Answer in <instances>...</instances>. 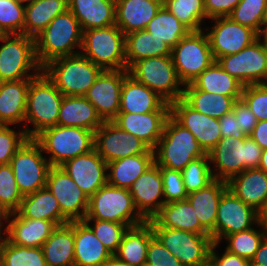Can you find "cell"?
I'll list each match as a JSON object with an SVG mask.
<instances>
[{
	"instance_id": "4316f807",
	"label": "cell",
	"mask_w": 267,
	"mask_h": 266,
	"mask_svg": "<svg viewBox=\"0 0 267 266\" xmlns=\"http://www.w3.org/2000/svg\"><path fill=\"white\" fill-rule=\"evenodd\" d=\"M163 5V0H116L115 25L126 35L145 30Z\"/></svg>"
},
{
	"instance_id": "db71d44e",
	"label": "cell",
	"mask_w": 267,
	"mask_h": 266,
	"mask_svg": "<svg viewBox=\"0 0 267 266\" xmlns=\"http://www.w3.org/2000/svg\"><path fill=\"white\" fill-rule=\"evenodd\" d=\"M163 179L164 204L187 199L181 171L160 167Z\"/></svg>"
},
{
	"instance_id": "7c38bea8",
	"label": "cell",
	"mask_w": 267,
	"mask_h": 266,
	"mask_svg": "<svg viewBox=\"0 0 267 266\" xmlns=\"http://www.w3.org/2000/svg\"><path fill=\"white\" fill-rule=\"evenodd\" d=\"M41 146L28 139L10 161L15 181L23 196L46 187L47 176L52 167Z\"/></svg>"
},
{
	"instance_id": "f1b7e54d",
	"label": "cell",
	"mask_w": 267,
	"mask_h": 266,
	"mask_svg": "<svg viewBox=\"0 0 267 266\" xmlns=\"http://www.w3.org/2000/svg\"><path fill=\"white\" fill-rule=\"evenodd\" d=\"M82 31L115 25L116 0H68Z\"/></svg>"
},
{
	"instance_id": "ab89813d",
	"label": "cell",
	"mask_w": 267,
	"mask_h": 266,
	"mask_svg": "<svg viewBox=\"0 0 267 266\" xmlns=\"http://www.w3.org/2000/svg\"><path fill=\"white\" fill-rule=\"evenodd\" d=\"M182 99L194 110L213 117L221 118L233 109L236 100L231 96L209 93L196 89L191 83L183 86Z\"/></svg>"
},
{
	"instance_id": "83f0119b",
	"label": "cell",
	"mask_w": 267,
	"mask_h": 266,
	"mask_svg": "<svg viewBox=\"0 0 267 266\" xmlns=\"http://www.w3.org/2000/svg\"><path fill=\"white\" fill-rule=\"evenodd\" d=\"M112 256L84 221H74V266H105Z\"/></svg>"
},
{
	"instance_id": "89a4df30",
	"label": "cell",
	"mask_w": 267,
	"mask_h": 266,
	"mask_svg": "<svg viewBox=\"0 0 267 266\" xmlns=\"http://www.w3.org/2000/svg\"><path fill=\"white\" fill-rule=\"evenodd\" d=\"M19 4H22V5H29V4H32L34 3L36 0H16ZM25 3V4H24Z\"/></svg>"
},
{
	"instance_id": "681fc988",
	"label": "cell",
	"mask_w": 267,
	"mask_h": 266,
	"mask_svg": "<svg viewBox=\"0 0 267 266\" xmlns=\"http://www.w3.org/2000/svg\"><path fill=\"white\" fill-rule=\"evenodd\" d=\"M10 164L0 165V204L8 212H16L23 199Z\"/></svg>"
},
{
	"instance_id": "74e56055",
	"label": "cell",
	"mask_w": 267,
	"mask_h": 266,
	"mask_svg": "<svg viewBox=\"0 0 267 266\" xmlns=\"http://www.w3.org/2000/svg\"><path fill=\"white\" fill-rule=\"evenodd\" d=\"M171 55V48L146 30L133 31L125 35L126 70L136 61Z\"/></svg>"
},
{
	"instance_id": "be15d7a7",
	"label": "cell",
	"mask_w": 267,
	"mask_h": 266,
	"mask_svg": "<svg viewBox=\"0 0 267 266\" xmlns=\"http://www.w3.org/2000/svg\"><path fill=\"white\" fill-rule=\"evenodd\" d=\"M258 226L262 227L267 232V199L264 201L261 208L257 211Z\"/></svg>"
},
{
	"instance_id": "7bdbcfd3",
	"label": "cell",
	"mask_w": 267,
	"mask_h": 266,
	"mask_svg": "<svg viewBox=\"0 0 267 266\" xmlns=\"http://www.w3.org/2000/svg\"><path fill=\"white\" fill-rule=\"evenodd\" d=\"M0 266H47L42 247H26L0 237Z\"/></svg>"
},
{
	"instance_id": "603a6c76",
	"label": "cell",
	"mask_w": 267,
	"mask_h": 266,
	"mask_svg": "<svg viewBox=\"0 0 267 266\" xmlns=\"http://www.w3.org/2000/svg\"><path fill=\"white\" fill-rule=\"evenodd\" d=\"M170 112H119L112 122L120 129L136 136L153 150L160 140Z\"/></svg>"
},
{
	"instance_id": "cb8c5ba5",
	"label": "cell",
	"mask_w": 267,
	"mask_h": 266,
	"mask_svg": "<svg viewBox=\"0 0 267 266\" xmlns=\"http://www.w3.org/2000/svg\"><path fill=\"white\" fill-rule=\"evenodd\" d=\"M6 223L5 238L14 245L26 247H42L57 227L52 221L22 218L17 212L9 213Z\"/></svg>"
},
{
	"instance_id": "60d3db41",
	"label": "cell",
	"mask_w": 267,
	"mask_h": 266,
	"mask_svg": "<svg viewBox=\"0 0 267 266\" xmlns=\"http://www.w3.org/2000/svg\"><path fill=\"white\" fill-rule=\"evenodd\" d=\"M68 9V0H36L25 6L23 34L35 38L49 23Z\"/></svg>"
},
{
	"instance_id": "3957f363",
	"label": "cell",
	"mask_w": 267,
	"mask_h": 266,
	"mask_svg": "<svg viewBox=\"0 0 267 266\" xmlns=\"http://www.w3.org/2000/svg\"><path fill=\"white\" fill-rule=\"evenodd\" d=\"M262 152L263 149L251 136L221 138L208 153L210 164L215 165L214 169L211 167L214 179L228 182L246 169L258 168Z\"/></svg>"
},
{
	"instance_id": "277c9868",
	"label": "cell",
	"mask_w": 267,
	"mask_h": 266,
	"mask_svg": "<svg viewBox=\"0 0 267 266\" xmlns=\"http://www.w3.org/2000/svg\"><path fill=\"white\" fill-rule=\"evenodd\" d=\"M42 71L64 96H84L103 69L78 53L56 58Z\"/></svg>"
},
{
	"instance_id": "91938a15",
	"label": "cell",
	"mask_w": 267,
	"mask_h": 266,
	"mask_svg": "<svg viewBox=\"0 0 267 266\" xmlns=\"http://www.w3.org/2000/svg\"><path fill=\"white\" fill-rule=\"evenodd\" d=\"M220 123L221 137L233 136L237 139L245 138L247 135L239 128L238 120H236L233 111L223 115L218 119Z\"/></svg>"
},
{
	"instance_id": "b9f144b4",
	"label": "cell",
	"mask_w": 267,
	"mask_h": 266,
	"mask_svg": "<svg viewBox=\"0 0 267 266\" xmlns=\"http://www.w3.org/2000/svg\"><path fill=\"white\" fill-rule=\"evenodd\" d=\"M145 30L153 36L164 40L172 49L190 30L183 25L164 5L156 16L147 24Z\"/></svg>"
},
{
	"instance_id": "003e7915",
	"label": "cell",
	"mask_w": 267,
	"mask_h": 266,
	"mask_svg": "<svg viewBox=\"0 0 267 266\" xmlns=\"http://www.w3.org/2000/svg\"><path fill=\"white\" fill-rule=\"evenodd\" d=\"M8 215L9 213L1 206L0 204V237L2 236V224H3V221L4 220L5 222H7V219H8Z\"/></svg>"
},
{
	"instance_id": "836d02e7",
	"label": "cell",
	"mask_w": 267,
	"mask_h": 266,
	"mask_svg": "<svg viewBox=\"0 0 267 266\" xmlns=\"http://www.w3.org/2000/svg\"><path fill=\"white\" fill-rule=\"evenodd\" d=\"M22 218L48 220L57 226L69 223L62 215L57 199L47 187L25 195L16 211Z\"/></svg>"
},
{
	"instance_id": "5b68a950",
	"label": "cell",
	"mask_w": 267,
	"mask_h": 266,
	"mask_svg": "<svg viewBox=\"0 0 267 266\" xmlns=\"http://www.w3.org/2000/svg\"><path fill=\"white\" fill-rule=\"evenodd\" d=\"M153 152L156 165L176 171H182L192 160L206 154L195 136L171 115Z\"/></svg>"
},
{
	"instance_id": "8c879c8a",
	"label": "cell",
	"mask_w": 267,
	"mask_h": 266,
	"mask_svg": "<svg viewBox=\"0 0 267 266\" xmlns=\"http://www.w3.org/2000/svg\"><path fill=\"white\" fill-rule=\"evenodd\" d=\"M203 266H213L210 262H208L206 265Z\"/></svg>"
},
{
	"instance_id": "4fadbf2b",
	"label": "cell",
	"mask_w": 267,
	"mask_h": 266,
	"mask_svg": "<svg viewBox=\"0 0 267 266\" xmlns=\"http://www.w3.org/2000/svg\"><path fill=\"white\" fill-rule=\"evenodd\" d=\"M154 236L183 266H203L209 262L213 243L210 234H196L189 231L152 227Z\"/></svg>"
},
{
	"instance_id": "7a4b0ae2",
	"label": "cell",
	"mask_w": 267,
	"mask_h": 266,
	"mask_svg": "<svg viewBox=\"0 0 267 266\" xmlns=\"http://www.w3.org/2000/svg\"><path fill=\"white\" fill-rule=\"evenodd\" d=\"M63 97L43 71L31 79L27 92L26 124L23 127L29 139L57 125ZM29 123L33 124L34 129L27 126Z\"/></svg>"
},
{
	"instance_id": "6da1fadb",
	"label": "cell",
	"mask_w": 267,
	"mask_h": 266,
	"mask_svg": "<svg viewBox=\"0 0 267 266\" xmlns=\"http://www.w3.org/2000/svg\"><path fill=\"white\" fill-rule=\"evenodd\" d=\"M82 37L79 21L69 9L58 14L35 37V53L39 65L43 67L56 58L80 53L75 51V47L81 50Z\"/></svg>"
},
{
	"instance_id": "03108f58",
	"label": "cell",
	"mask_w": 267,
	"mask_h": 266,
	"mask_svg": "<svg viewBox=\"0 0 267 266\" xmlns=\"http://www.w3.org/2000/svg\"><path fill=\"white\" fill-rule=\"evenodd\" d=\"M259 169H262L267 173V149H264L261 155L260 164L258 166Z\"/></svg>"
},
{
	"instance_id": "9f6ffc18",
	"label": "cell",
	"mask_w": 267,
	"mask_h": 266,
	"mask_svg": "<svg viewBox=\"0 0 267 266\" xmlns=\"http://www.w3.org/2000/svg\"><path fill=\"white\" fill-rule=\"evenodd\" d=\"M232 111L235 114L236 120H238L241 131L250 136L258 122L251 109L240 99L234 103Z\"/></svg>"
},
{
	"instance_id": "6125c7cd",
	"label": "cell",
	"mask_w": 267,
	"mask_h": 266,
	"mask_svg": "<svg viewBox=\"0 0 267 266\" xmlns=\"http://www.w3.org/2000/svg\"><path fill=\"white\" fill-rule=\"evenodd\" d=\"M249 263L250 266H267V235Z\"/></svg>"
},
{
	"instance_id": "d6a6232c",
	"label": "cell",
	"mask_w": 267,
	"mask_h": 266,
	"mask_svg": "<svg viewBox=\"0 0 267 266\" xmlns=\"http://www.w3.org/2000/svg\"><path fill=\"white\" fill-rule=\"evenodd\" d=\"M104 121L85 96H64L58 113L61 126H74L96 131Z\"/></svg>"
},
{
	"instance_id": "6f0895ef",
	"label": "cell",
	"mask_w": 267,
	"mask_h": 266,
	"mask_svg": "<svg viewBox=\"0 0 267 266\" xmlns=\"http://www.w3.org/2000/svg\"><path fill=\"white\" fill-rule=\"evenodd\" d=\"M219 243L213 242L210 248L209 253V262L213 266H250V263L247 259L240 257L236 254L230 253L225 250L222 256L216 254V247H218Z\"/></svg>"
},
{
	"instance_id": "ac0fdd59",
	"label": "cell",
	"mask_w": 267,
	"mask_h": 266,
	"mask_svg": "<svg viewBox=\"0 0 267 266\" xmlns=\"http://www.w3.org/2000/svg\"><path fill=\"white\" fill-rule=\"evenodd\" d=\"M128 70H103L84 95L103 121H112L119 113L121 88Z\"/></svg>"
},
{
	"instance_id": "bcb514c9",
	"label": "cell",
	"mask_w": 267,
	"mask_h": 266,
	"mask_svg": "<svg viewBox=\"0 0 267 266\" xmlns=\"http://www.w3.org/2000/svg\"><path fill=\"white\" fill-rule=\"evenodd\" d=\"M261 229L251 228L226 236L225 239L229 243L226 250L250 261L267 235L262 227Z\"/></svg>"
},
{
	"instance_id": "1f68e13d",
	"label": "cell",
	"mask_w": 267,
	"mask_h": 266,
	"mask_svg": "<svg viewBox=\"0 0 267 266\" xmlns=\"http://www.w3.org/2000/svg\"><path fill=\"white\" fill-rule=\"evenodd\" d=\"M228 189L246 205L258 211L267 199V173L246 169L227 182Z\"/></svg>"
},
{
	"instance_id": "7dc6e473",
	"label": "cell",
	"mask_w": 267,
	"mask_h": 266,
	"mask_svg": "<svg viewBox=\"0 0 267 266\" xmlns=\"http://www.w3.org/2000/svg\"><path fill=\"white\" fill-rule=\"evenodd\" d=\"M83 221L92 229L95 236L112 255L116 253L124 233L130 228L126 224L99 219H84ZM89 222H93L94 224L90 226Z\"/></svg>"
},
{
	"instance_id": "8992f818",
	"label": "cell",
	"mask_w": 267,
	"mask_h": 266,
	"mask_svg": "<svg viewBox=\"0 0 267 266\" xmlns=\"http://www.w3.org/2000/svg\"><path fill=\"white\" fill-rule=\"evenodd\" d=\"M94 133L81 127L56 125L43 130L34 140L50 154L51 166H61L69 159L92 151Z\"/></svg>"
},
{
	"instance_id": "e0dca14e",
	"label": "cell",
	"mask_w": 267,
	"mask_h": 266,
	"mask_svg": "<svg viewBox=\"0 0 267 266\" xmlns=\"http://www.w3.org/2000/svg\"><path fill=\"white\" fill-rule=\"evenodd\" d=\"M211 20L216 23L206 35L215 61L222 56L236 54L257 40V33L253 29L233 21L228 16Z\"/></svg>"
},
{
	"instance_id": "8d00e7d4",
	"label": "cell",
	"mask_w": 267,
	"mask_h": 266,
	"mask_svg": "<svg viewBox=\"0 0 267 266\" xmlns=\"http://www.w3.org/2000/svg\"><path fill=\"white\" fill-rule=\"evenodd\" d=\"M154 164V154H139L107 163V183L129 189Z\"/></svg>"
},
{
	"instance_id": "7402d4cb",
	"label": "cell",
	"mask_w": 267,
	"mask_h": 266,
	"mask_svg": "<svg viewBox=\"0 0 267 266\" xmlns=\"http://www.w3.org/2000/svg\"><path fill=\"white\" fill-rule=\"evenodd\" d=\"M129 192L139 214L146 221L152 219L164 205L160 166L154 163L131 185Z\"/></svg>"
},
{
	"instance_id": "30bf717a",
	"label": "cell",
	"mask_w": 267,
	"mask_h": 266,
	"mask_svg": "<svg viewBox=\"0 0 267 266\" xmlns=\"http://www.w3.org/2000/svg\"><path fill=\"white\" fill-rule=\"evenodd\" d=\"M128 72L136 81L156 92L169 104L183 97L184 88L181 87L184 84L177 76L171 55L138 60Z\"/></svg>"
},
{
	"instance_id": "ba28073f",
	"label": "cell",
	"mask_w": 267,
	"mask_h": 266,
	"mask_svg": "<svg viewBox=\"0 0 267 266\" xmlns=\"http://www.w3.org/2000/svg\"><path fill=\"white\" fill-rule=\"evenodd\" d=\"M84 219H99L126 224L129 227L141 225L146 220L137 211L129 189L106 183L89 198Z\"/></svg>"
},
{
	"instance_id": "2644e50d",
	"label": "cell",
	"mask_w": 267,
	"mask_h": 266,
	"mask_svg": "<svg viewBox=\"0 0 267 266\" xmlns=\"http://www.w3.org/2000/svg\"><path fill=\"white\" fill-rule=\"evenodd\" d=\"M265 23H267V3L264 8L263 17H262V24H265Z\"/></svg>"
},
{
	"instance_id": "4dcf8cb0",
	"label": "cell",
	"mask_w": 267,
	"mask_h": 266,
	"mask_svg": "<svg viewBox=\"0 0 267 266\" xmlns=\"http://www.w3.org/2000/svg\"><path fill=\"white\" fill-rule=\"evenodd\" d=\"M30 81L31 79L0 82V125L25 122Z\"/></svg>"
},
{
	"instance_id": "d6986e66",
	"label": "cell",
	"mask_w": 267,
	"mask_h": 266,
	"mask_svg": "<svg viewBox=\"0 0 267 266\" xmlns=\"http://www.w3.org/2000/svg\"><path fill=\"white\" fill-rule=\"evenodd\" d=\"M254 224L258 225L257 211L227 188L218 204L216 243H220L228 235L249 230Z\"/></svg>"
},
{
	"instance_id": "8fae6325",
	"label": "cell",
	"mask_w": 267,
	"mask_h": 266,
	"mask_svg": "<svg viewBox=\"0 0 267 266\" xmlns=\"http://www.w3.org/2000/svg\"><path fill=\"white\" fill-rule=\"evenodd\" d=\"M171 58L184 85L191 83L215 62L208 37L202 30L190 31L183 37L171 49Z\"/></svg>"
},
{
	"instance_id": "94428289",
	"label": "cell",
	"mask_w": 267,
	"mask_h": 266,
	"mask_svg": "<svg viewBox=\"0 0 267 266\" xmlns=\"http://www.w3.org/2000/svg\"><path fill=\"white\" fill-rule=\"evenodd\" d=\"M250 136L263 150L267 149V120L258 121Z\"/></svg>"
},
{
	"instance_id": "e575fe53",
	"label": "cell",
	"mask_w": 267,
	"mask_h": 266,
	"mask_svg": "<svg viewBox=\"0 0 267 266\" xmlns=\"http://www.w3.org/2000/svg\"><path fill=\"white\" fill-rule=\"evenodd\" d=\"M153 237L152 226L148 221L130 227L124 233L120 246L113 256L130 266H145L147 248Z\"/></svg>"
},
{
	"instance_id": "a7ac6f4b",
	"label": "cell",
	"mask_w": 267,
	"mask_h": 266,
	"mask_svg": "<svg viewBox=\"0 0 267 266\" xmlns=\"http://www.w3.org/2000/svg\"><path fill=\"white\" fill-rule=\"evenodd\" d=\"M105 266H130V265L120 261L115 256H112L110 260L105 264Z\"/></svg>"
},
{
	"instance_id": "e7e4bbea",
	"label": "cell",
	"mask_w": 267,
	"mask_h": 266,
	"mask_svg": "<svg viewBox=\"0 0 267 266\" xmlns=\"http://www.w3.org/2000/svg\"><path fill=\"white\" fill-rule=\"evenodd\" d=\"M263 37L262 41L261 38ZM257 39L261 45L267 50V23L262 24L260 30L257 33Z\"/></svg>"
},
{
	"instance_id": "ee69618b",
	"label": "cell",
	"mask_w": 267,
	"mask_h": 266,
	"mask_svg": "<svg viewBox=\"0 0 267 266\" xmlns=\"http://www.w3.org/2000/svg\"><path fill=\"white\" fill-rule=\"evenodd\" d=\"M163 5L190 31L202 30L207 18L204 0H163Z\"/></svg>"
},
{
	"instance_id": "d590c367",
	"label": "cell",
	"mask_w": 267,
	"mask_h": 266,
	"mask_svg": "<svg viewBox=\"0 0 267 266\" xmlns=\"http://www.w3.org/2000/svg\"><path fill=\"white\" fill-rule=\"evenodd\" d=\"M42 250L47 266H74V221L58 225Z\"/></svg>"
},
{
	"instance_id": "f907efd6",
	"label": "cell",
	"mask_w": 267,
	"mask_h": 266,
	"mask_svg": "<svg viewBox=\"0 0 267 266\" xmlns=\"http://www.w3.org/2000/svg\"><path fill=\"white\" fill-rule=\"evenodd\" d=\"M266 3L267 0H241L228 17L258 33Z\"/></svg>"
},
{
	"instance_id": "9c48e42d",
	"label": "cell",
	"mask_w": 267,
	"mask_h": 266,
	"mask_svg": "<svg viewBox=\"0 0 267 266\" xmlns=\"http://www.w3.org/2000/svg\"><path fill=\"white\" fill-rule=\"evenodd\" d=\"M0 41V82L32 79L42 71L36 58L35 38L8 34L0 35Z\"/></svg>"
},
{
	"instance_id": "f5cc1de1",
	"label": "cell",
	"mask_w": 267,
	"mask_h": 266,
	"mask_svg": "<svg viewBox=\"0 0 267 266\" xmlns=\"http://www.w3.org/2000/svg\"><path fill=\"white\" fill-rule=\"evenodd\" d=\"M241 99L258 121L267 120V83L244 86Z\"/></svg>"
},
{
	"instance_id": "2e32d148",
	"label": "cell",
	"mask_w": 267,
	"mask_h": 266,
	"mask_svg": "<svg viewBox=\"0 0 267 266\" xmlns=\"http://www.w3.org/2000/svg\"><path fill=\"white\" fill-rule=\"evenodd\" d=\"M46 187L57 199L62 215L69 222L84 220L89 198L60 166L50 168Z\"/></svg>"
},
{
	"instance_id": "484cf974",
	"label": "cell",
	"mask_w": 267,
	"mask_h": 266,
	"mask_svg": "<svg viewBox=\"0 0 267 266\" xmlns=\"http://www.w3.org/2000/svg\"><path fill=\"white\" fill-rule=\"evenodd\" d=\"M228 188L227 182L215 179L207 187L188 194L187 199L196 211L201 226L216 243V217L218 204L223 192Z\"/></svg>"
},
{
	"instance_id": "d4e9b609",
	"label": "cell",
	"mask_w": 267,
	"mask_h": 266,
	"mask_svg": "<svg viewBox=\"0 0 267 266\" xmlns=\"http://www.w3.org/2000/svg\"><path fill=\"white\" fill-rule=\"evenodd\" d=\"M119 112L149 113L170 112V104L156 92L136 81L129 74L124 78L121 88Z\"/></svg>"
},
{
	"instance_id": "c3c4849f",
	"label": "cell",
	"mask_w": 267,
	"mask_h": 266,
	"mask_svg": "<svg viewBox=\"0 0 267 266\" xmlns=\"http://www.w3.org/2000/svg\"><path fill=\"white\" fill-rule=\"evenodd\" d=\"M25 5L16 0H0V34H23Z\"/></svg>"
},
{
	"instance_id": "52a82bcc",
	"label": "cell",
	"mask_w": 267,
	"mask_h": 266,
	"mask_svg": "<svg viewBox=\"0 0 267 266\" xmlns=\"http://www.w3.org/2000/svg\"><path fill=\"white\" fill-rule=\"evenodd\" d=\"M80 53L103 70L126 69L125 34L117 25L85 30Z\"/></svg>"
},
{
	"instance_id": "ffe728a7",
	"label": "cell",
	"mask_w": 267,
	"mask_h": 266,
	"mask_svg": "<svg viewBox=\"0 0 267 266\" xmlns=\"http://www.w3.org/2000/svg\"><path fill=\"white\" fill-rule=\"evenodd\" d=\"M170 115L195 136L205 153L222 138L219 120L194 110L182 98L170 104Z\"/></svg>"
},
{
	"instance_id": "44dd1931",
	"label": "cell",
	"mask_w": 267,
	"mask_h": 266,
	"mask_svg": "<svg viewBox=\"0 0 267 266\" xmlns=\"http://www.w3.org/2000/svg\"><path fill=\"white\" fill-rule=\"evenodd\" d=\"M60 167L88 198L107 183V162L95 149L65 161Z\"/></svg>"
},
{
	"instance_id": "f35d334b",
	"label": "cell",
	"mask_w": 267,
	"mask_h": 266,
	"mask_svg": "<svg viewBox=\"0 0 267 266\" xmlns=\"http://www.w3.org/2000/svg\"><path fill=\"white\" fill-rule=\"evenodd\" d=\"M191 84L198 90L231 96L236 101L241 99L243 84L224 71L215 61L206 68Z\"/></svg>"
},
{
	"instance_id": "f6af8a7d",
	"label": "cell",
	"mask_w": 267,
	"mask_h": 266,
	"mask_svg": "<svg viewBox=\"0 0 267 266\" xmlns=\"http://www.w3.org/2000/svg\"><path fill=\"white\" fill-rule=\"evenodd\" d=\"M208 153L192 160L182 171L185 190L189 194L207 187L215 179L212 174Z\"/></svg>"
},
{
	"instance_id": "816d5d0a",
	"label": "cell",
	"mask_w": 267,
	"mask_h": 266,
	"mask_svg": "<svg viewBox=\"0 0 267 266\" xmlns=\"http://www.w3.org/2000/svg\"><path fill=\"white\" fill-rule=\"evenodd\" d=\"M28 139L24 129L17 133L9 125H0V165L10 164L14 154Z\"/></svg>"
},
{
	"instance_id": "5bb4252c",
	"label": "cell",
	"mask_w": 267,
	"mask_h": 266,
	"mask_svg": "<svg viewBox=\"0 0 267 266\" xmlns=\"http://www.w3.org/2000/svg\"><path fill=\"white\" fill-rule=\"evenodd\" d=\"M216 62L243 86L267 83V50L258 39L238 53L222 56Z\"/></svg>"
},
{
	"instance_id": "680465c9",
	"label": "cell",
	"mask_w": 267,
	"mask_h": 266,
	"mask_svg": "<svg viewBox=\"0 0 267 266\" xmlns=\"http://www.w3.org/2000/svg\"><path fill=\"white\" fill-rule=\"evenodd\" d=\"M241 0H204V7L208 19L227 17Z\"/></svg>"
},
{
	"instance_id": "11a10c76",
	"label": "cell",
	"mask_w": 267,
	"mask_h": 266,
	"mask_svg": "<svg viewBox=\"0 0 267 266\" xmlns=\"http://www.w3.org/2000/svg\"><path fill=\"white\" fill-rule=\"evenodd\" d=\"M145 266H183L182 263L154 236L147 248Z\"/></svg>"
},
{
	"instance_id": "f546056e",
	"label": "cell",
	"mask_w": 267,
	"mask_h": 266,
	"mask_svg": "<svg viewBox=\"0 0 267 266\" xmlns=\"http://www.w3.org/2000/svg\"><path fill=\"white\" fill-rule=\"evenodd\" d=\"M188 199L164 204L159 212L148 222L152 227H167L193 232L209 234L200 224Z\"/></svg>"
},
{
	"instance_id": "9a60e30c",
	"label": "cell",
	"mask_w": 267,
	"mask_h": 266,
	"mask_svg": "<svg viewBox=\"0 0 267 266\" xmlns=\"http://www.w3.org/2000/svg\"><path fill=\"white\" fill-rule=\"evenodd\" d=\"M94 149L107 163L133 155L154 154L139 138L112 121H104L95 131Z\"/></svg>"
}]
</instances>
